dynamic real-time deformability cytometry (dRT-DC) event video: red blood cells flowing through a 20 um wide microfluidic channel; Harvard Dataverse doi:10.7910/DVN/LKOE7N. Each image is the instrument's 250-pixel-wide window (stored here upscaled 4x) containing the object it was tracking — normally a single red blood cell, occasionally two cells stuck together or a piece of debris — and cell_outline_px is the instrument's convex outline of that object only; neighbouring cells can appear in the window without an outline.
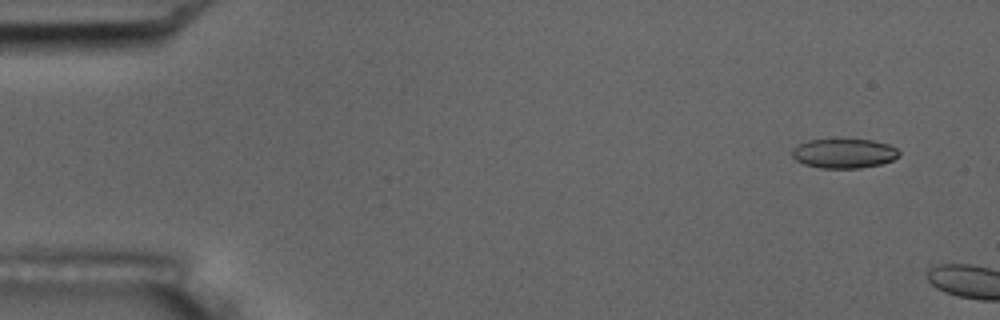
{"species": "common noctule bat (a hibernating species)", "species_latin": "Nyctalus noctula", "temperature_condition": "room temperature", "stored_images_in_passage": 2, "camera_frame_rate_fps": 3000, "um_per_image_px": 0.085, "animal": {"sex": "male", "body_mass_g": 17.5, "forearm_length_mm": 52.3}, "frame": {"image": 1, "passage_image": 1, "time_ms": 0.0, "image_size_px": [1000, 320], "cell_outline_px": [[900, 156], [892, 160], [880, 164], [860, 168], [820, 168], [804, 164], [796, 160], [792, 156], [792, 148], [808, 140], [872, 140], [888, 144], [896, 148], [900, 152]], "centroid_in_image_um": [71.74, 13.05], "position_along_channel_um": 13.3, "area_um2": 18.26}}